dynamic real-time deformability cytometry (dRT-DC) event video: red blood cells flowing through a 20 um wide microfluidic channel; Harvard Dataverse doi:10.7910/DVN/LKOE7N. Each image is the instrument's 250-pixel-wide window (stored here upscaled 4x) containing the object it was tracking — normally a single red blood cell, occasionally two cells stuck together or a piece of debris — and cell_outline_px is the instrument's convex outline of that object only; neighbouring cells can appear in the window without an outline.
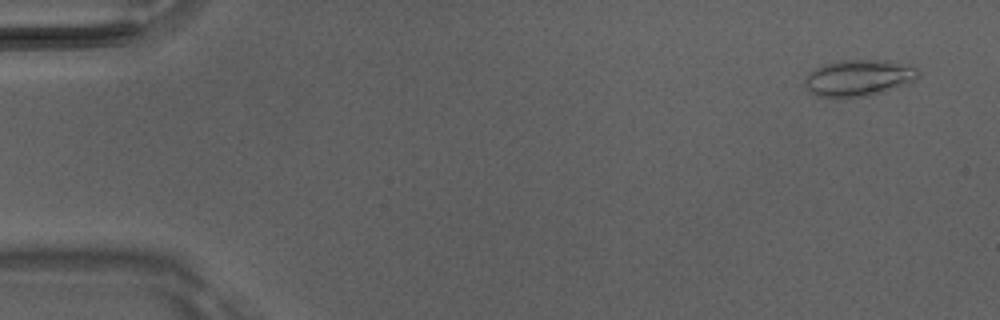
{"species": "Egyptian fruit bat (a non-hibernating species)", "species_latin": "Rousettus aegyptiacus", "temperature_condition": "room temperature", "stored_images_in_passage": 6, "camera_frame_rate_fps": 3000, "um_per_image_px": 0.085, "animal": {"sex": "male"}, "frame": {"image": 1, "passage_image": 1, "time_ms": 0.0, "image_size_px": [1000, 320], "cell_outline_px": [[920, 76], [916, 80], [908, 84], [884, 92], [868, 96], [816, 96], [804, 84], [804, 80], [808, 72], [816, 68], [828, 64], [844, 60], [888, 60], [908, 64], [916, 68], [920, 72]], "centroid_in_image_um": [73.07, 6.61], "position_along_channel_um": 11.9, "area_um2": 23.99}}